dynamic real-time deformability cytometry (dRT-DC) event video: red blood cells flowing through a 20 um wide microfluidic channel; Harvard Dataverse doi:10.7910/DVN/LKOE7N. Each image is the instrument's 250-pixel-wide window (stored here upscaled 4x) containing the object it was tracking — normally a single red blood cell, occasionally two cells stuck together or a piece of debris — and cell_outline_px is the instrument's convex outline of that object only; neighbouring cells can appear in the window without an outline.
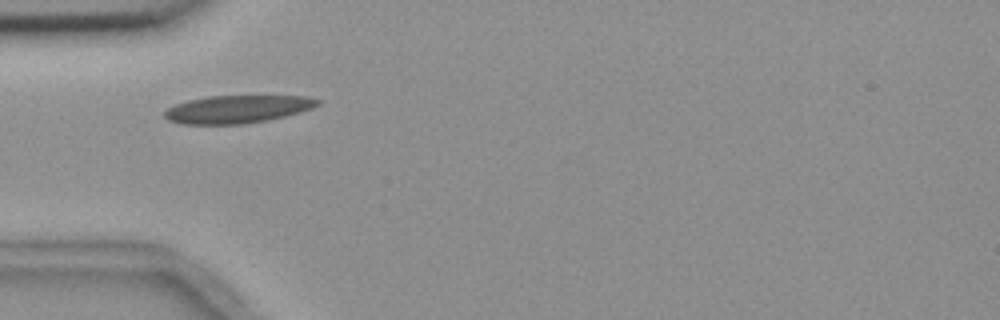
{"species": "common noctule bat (a hibernating species)", "species_latin": "Nyctalus noctula", "temperature_condition": "room temperature", "stored_images_in_passage": 6, "camera_frame_rate_fps": 3000, "um_per_image_px": 0.085, "animal": {"sex": "female", "body_mass_g": 18.4}, "frame": {"image": 1, "passage_image": 1, "time_ms": 0.0, "image_size_px": [1000, 320], "cell_outline_px": [[320, 104], [312, 108], [300, 112], [268, 120], [240, 124], [180, 124], [168, 120], [164, 116], [164, 112], [168, 108], [176, 104], [188, 100], [208, 96], [308, 96], [320, 100]], "centroid_in_image_um": [20.17, 9.28], "position_along_channel_um": 64.8, "area_um2": 24.74}}
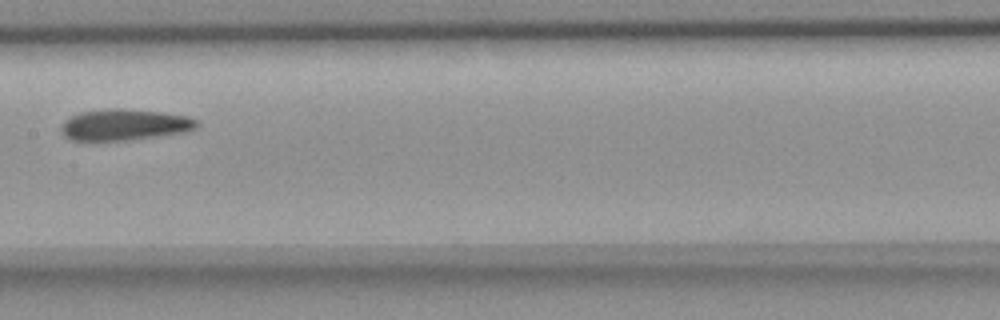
{"frame": {"image": 2, "passage_image": 4, "time_ms": 3.667, "image_size_px": [1000, 320], "cell_outline_px": [[200, 124], [196, 128], [184, 132], [124, 140], [72, 140], [64, 136], [60, 128], [64, 120], [68, 116], [80, 112], [104, 108], [124, 108], [164, 112], [188, 116], [200, 120]], "centroid_in_image_um": [10.58, 10.57], "position_along_channel_um": 196.8, "area_um2": 24.91}}
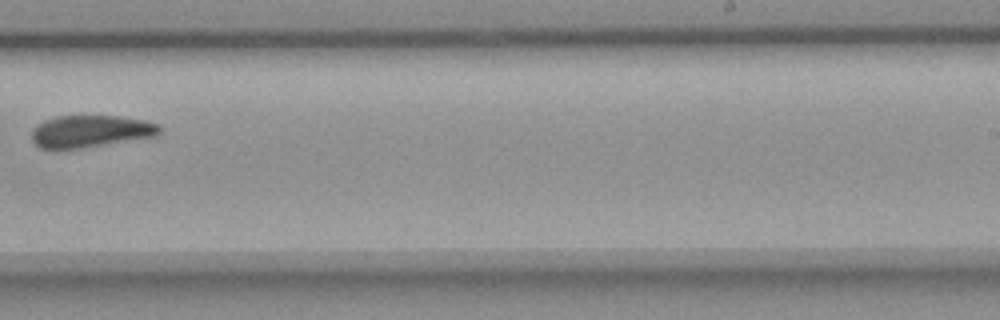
{"frame": {"image": 3, "passage_image": 6, "time_ms": 6.0, "image_size_px": [1000, 320], "cell_outline_px": [[160, 132], [156, 136], [84, 148], [40, 148], [32, 140], [32, 128], [36, 124], [44, 120], [56, 116], [120, 116], [144, 120], [160, 124]], "centroid_in_image_um": [7.7, 11.15], "position_along_channel_um": 281.3, "area_um2": 23.99}}